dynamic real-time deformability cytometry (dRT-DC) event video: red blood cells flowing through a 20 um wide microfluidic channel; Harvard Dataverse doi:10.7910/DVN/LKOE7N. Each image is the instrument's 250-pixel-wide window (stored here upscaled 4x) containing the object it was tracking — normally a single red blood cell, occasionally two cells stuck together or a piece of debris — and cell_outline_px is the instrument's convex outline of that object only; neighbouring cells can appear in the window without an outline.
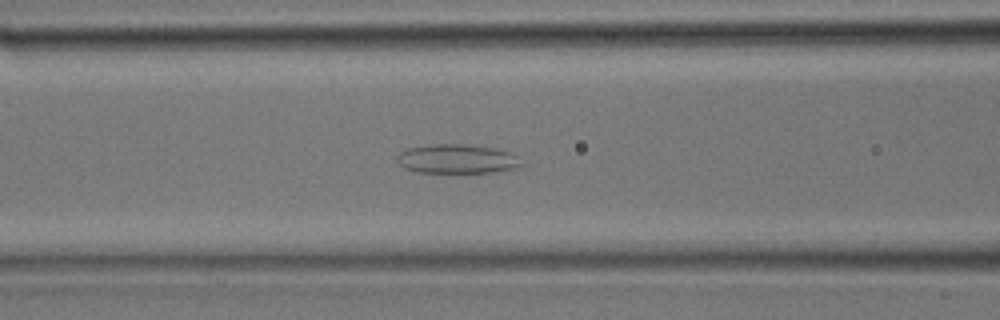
{"species": "common noctule bat (a hibernating species)", "species_latin": "Nyctalus noctula", "temperature_condition": "room temperature", "stored_images_in_passage": 32, "camera_frame_rate_fps": 3000, "um_per_image_px": 0.085, "animal": {"sex": "male", "body_mass_g": 17.9}, "frame": {"image": 1, "passage_image": 12, "time_ms": 3.667, "image_size_px": [1000, 320], "cell_outline_px": [[524, 164], [512, 168], [492, 172], [416, 172], [404, 168], [396, 160], [396, 156], [400, 152], [408, 148], [432, 144], [460, 144], [496, 148], [516, 152]], "centroid_in_image_um": [38.88, 13.49], "position_along_channel_um": 127.7, "area_um2": 21.27}}
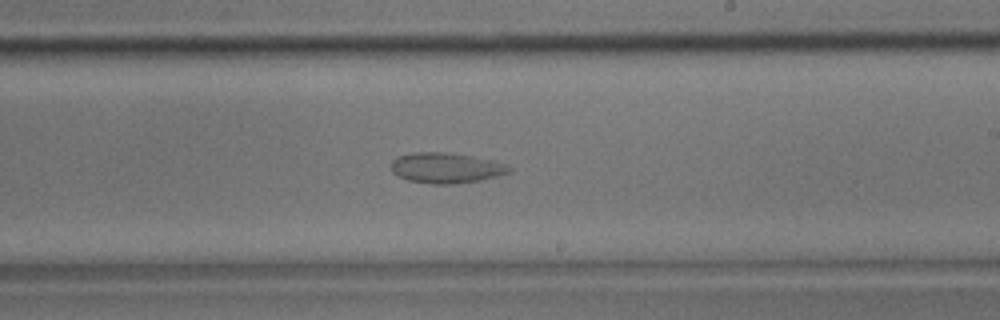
{"frame": {"image": 2, "passage_image": 18, "time_ms": 5.667, "image_size_px": [1000, 320], "cell_outline_px": [[512, 172], [480, 180], [448, 184], [432, 184], [408, 180], [396, 176], [392, 172], [392, 160], [396, 156], [412, 152], [444, 152], [472, 156], [492, 160], [508, 164], [512, 168]], "centroid_in_image_um": [37.9, 14.26], "position_along_channel_um": 251.1, "area_um2": 21.04}}
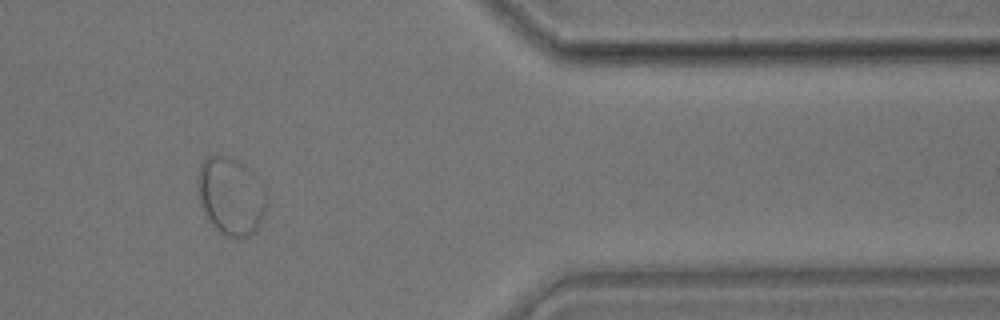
{"frame": {"image": 3, "passage_image": 26, "time_ms": 8.333, "image_size_px": [1000, 320], "cell_outline_px": [[268, 196], [264, 212], [256, 228], [248, 236], [224, 236], [212, 224], [200, 204], [196, 188], [200, 164], [208, 156], [224, 156], [236, 160], [252, 172], [260, 180]], "centroid_in_image_um": [19.61, 16.65], "position_along_channel_um": 391.8, "area_um2": 30.81}}